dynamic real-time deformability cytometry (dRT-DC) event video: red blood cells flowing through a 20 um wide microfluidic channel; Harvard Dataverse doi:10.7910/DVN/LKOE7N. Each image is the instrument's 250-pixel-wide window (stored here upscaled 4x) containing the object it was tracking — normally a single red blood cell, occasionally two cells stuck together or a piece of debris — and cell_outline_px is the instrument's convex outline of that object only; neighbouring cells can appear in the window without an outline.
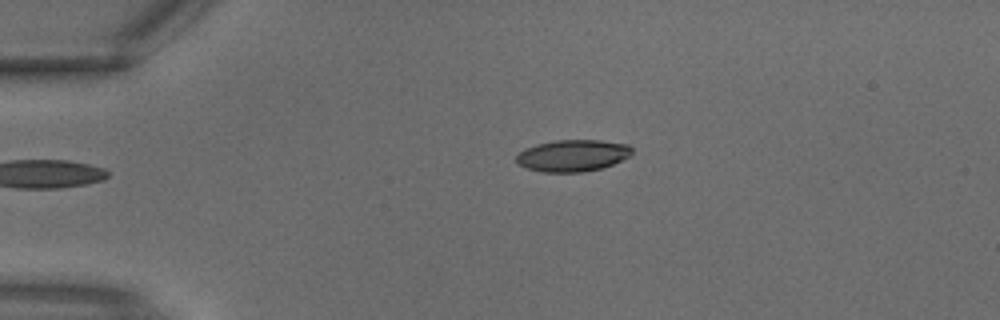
{"species": "common noctule bat (a hibernating species)", "species_latin": "Nyctalus noctula", "temperature_condition": "warm", "stored_images_in_passage": 3, "camera_frame_rate_fps": 3000, "um_per_image_px": 0.085, "animal": {"sex": "male", "body_mass_g": 18.8}, "frame": {"image": 1, "passage_image": 3, "time_ms": 0.667, "image_size_px": [1000, 320], "cell_outline_px": [[632, 152], [628, 156], [612, 164], [600, 168], [584, 172], [544, 172], [528, 168], [516, 164], [516, 156], [524, 148], [536, 144], [556, 140], [600, 140], [628, 144], [632, 148]], "centroid_in_image_um": [48.64, 13.21], "position_along_channel_um": 36.4, "area_um2": 21.33}}